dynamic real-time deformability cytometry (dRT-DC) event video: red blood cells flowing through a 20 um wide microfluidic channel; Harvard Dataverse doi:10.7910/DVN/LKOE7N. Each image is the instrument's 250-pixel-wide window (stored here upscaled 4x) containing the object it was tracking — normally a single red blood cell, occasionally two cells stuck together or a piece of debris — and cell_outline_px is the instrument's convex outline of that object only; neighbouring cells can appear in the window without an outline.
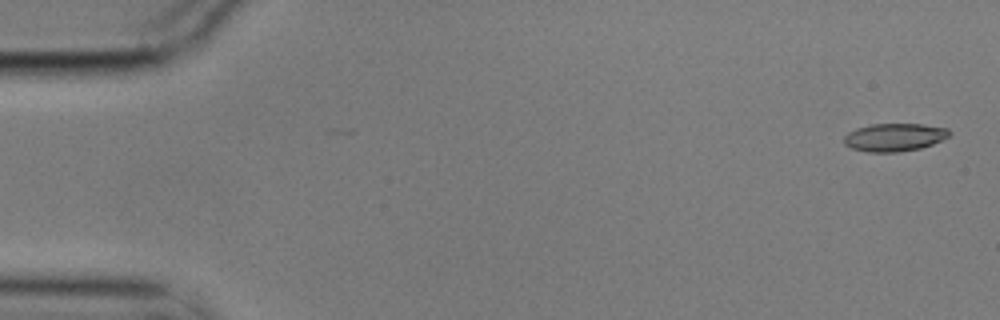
{"species": "common noctule bat (a hibernating species)", "species_latin": "Nyctalus noctula", "temperature_condition": "cold", "stored_images_in_passage": 6, "camera_frame_rate_fps": 3000, "um_per_image_px": 0.085, "animal": {"sex": "male", "body_mass_g": 17.9}, "frame": {"image": 1, "passage_image": 1, "time_ms": 0.0, "image_size_px": [1000, 320], "cell_outline_px": [[952, 132], [948, 136], [932, 144], [920, 148], [896, 152], [868, 152], [852, 148], [844, 144], [844, 136], [848, 132], [856, 128], [872, 124], [924, 124], [948, 128]], "centroid_in_image_um": [76.01, 11.66], "position_along_channel_um": 9.0, "area_um2": 17.11}}
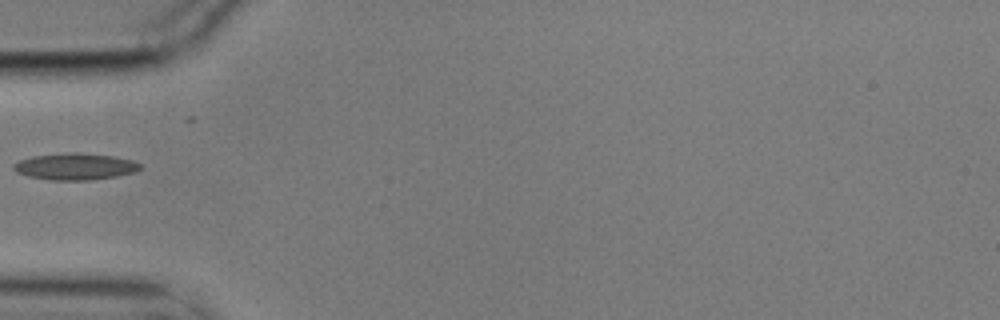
{"frame": {"image": 2, "passage_image": 5, "time_ms": 1.333, "image_size_px": [1000, 320], "cell_outline_px": [[140, 168], [136, 172], [116, 176], [88, 180], [48, 180], [28, 176], [16, 172], [12, 168], [12, 164], [20, 160], [32, 156], [72, 152], [80, 152], [112, 156], [132, 160], [140, 164]], "centroid_in_image_um": [6.35, 14.15], "position_along_channel_um": 78.6, "area_um2": 19.65}}
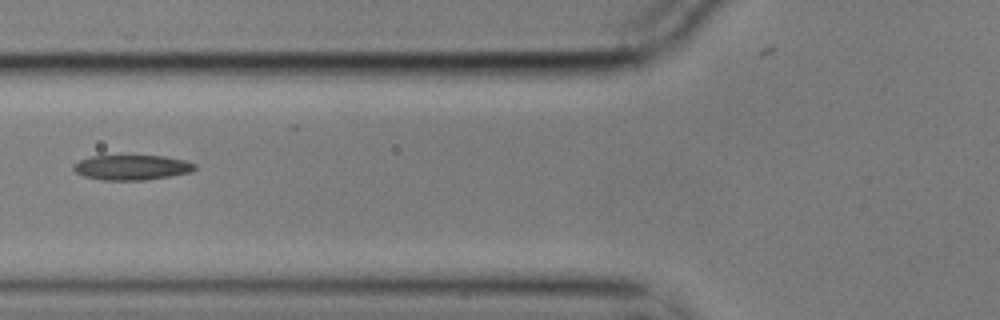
{"frame": {"image": 3, "passage_image": 6, "time_ms": 1.667, "image_size_px": [1000, 320], "cell_outline_px": [[196, 168], [192, 172], [144, 180], [104, 180], [84, 176], [76, 172], [72, 168], [72, 164], [88, 156], [164, 156], [184, 160], [196, 164]], "centroid_in_image_um": [11.18, 14.23], "position_along_channel_um": 114.6, "area_um2": 17.63}}